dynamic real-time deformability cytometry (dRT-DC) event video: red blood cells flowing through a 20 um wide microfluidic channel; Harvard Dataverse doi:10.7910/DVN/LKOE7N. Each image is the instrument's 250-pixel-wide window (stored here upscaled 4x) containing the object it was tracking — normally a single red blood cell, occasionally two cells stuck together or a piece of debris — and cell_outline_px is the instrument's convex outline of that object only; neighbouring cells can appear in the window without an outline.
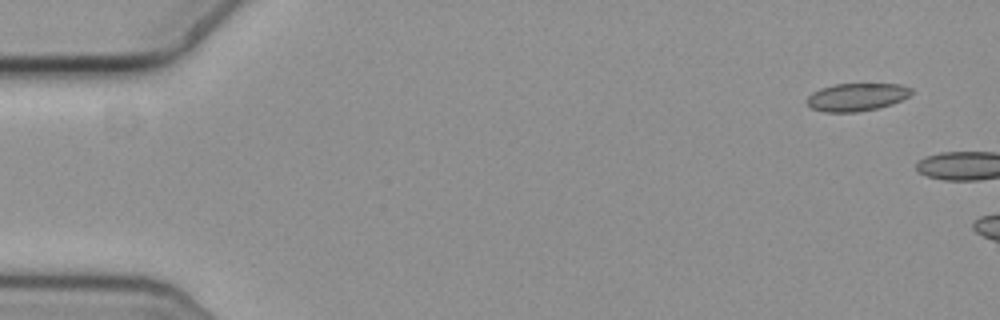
{"species": "common noctule bat (a hibernating species)", "species_latin": "Nyctalus noctula", "temperature_condition": "cold", "stored_images_in_passage": 7, "camera_frame_rate_fps": 3000, "um_per_image_px": 0.085, "animal": {"sex": "female", "body_mass_g": 19.3, "forearm_length_mm": 54.1}, "frame": {"image": 1, "passage_image": 1, "time_ms": 0.0, "image_size_px": [1000, 320], "cell_outline_px": [[912, 92], [908, 96], [892, 104], [876, 108], [856, 112], [824, 112], [812, 108], [804, 100], [812, 92], [820, 88], [832, 84], [900, 84], [912, 88]], "centroid_in_image_um": [72.78, 8.24], "position_along_channel_um": 12.2, "area_um2": 16.94}}